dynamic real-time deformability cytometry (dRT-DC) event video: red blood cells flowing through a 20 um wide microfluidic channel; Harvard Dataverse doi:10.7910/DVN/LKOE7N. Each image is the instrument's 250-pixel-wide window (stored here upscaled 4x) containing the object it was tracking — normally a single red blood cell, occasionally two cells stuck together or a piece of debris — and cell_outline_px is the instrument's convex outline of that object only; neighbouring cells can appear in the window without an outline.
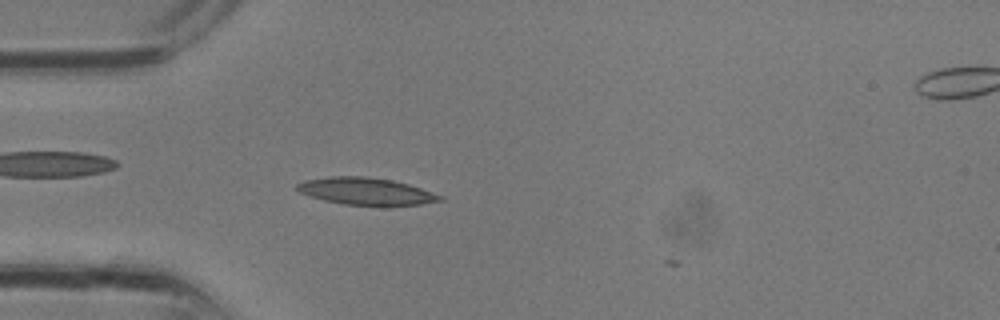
{"species": "common noctule bat (a hibernating species)", "species_latin": "Nyctalus noctula", "temperature_condition": "room temperature", "stored_images_in_passage": 6, "camera_frame_rate_fps": 3000, "um_per_image_px": 0.085, "animal": {"sex": "male", "body_mass_g": 13.3}, "frame": {"image": 1, "passage_image": 3, "time_ms": 0.667, "image_size_px": [1000, 320], "cell_outline_px": [[444, 200], [420, 204], [384, 208], [380, 208], [344, 204], [324, 200], [308, 196], [300, 192], [296, 188], [296, 184], [304, 180], [328, 176], [368, 176], [392, 180], [408, 184], [444, 196]], "centroid_in_image_um": [31.13, 16.29], "position_along_channel_um": 53.9, "area_um2": 23.41}}
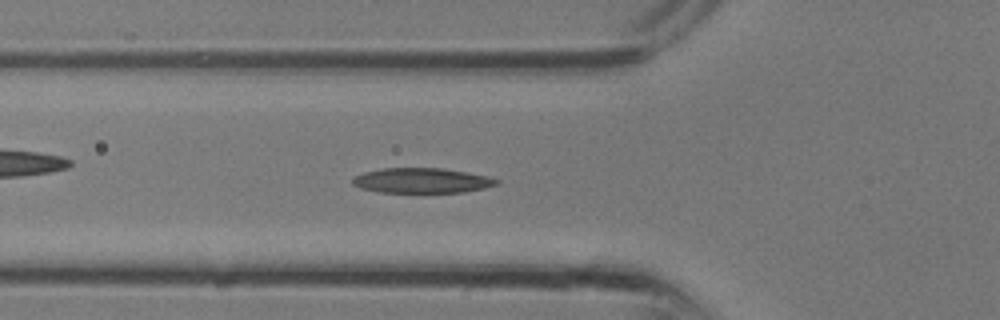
{"frame": {"image": 2, "passage_image": 5, "time_ms": 1.333, "image_size_px": [1000, 320], "cell_outline_px": [[500, 184], [484, 188], [464, 192], [380, 192], [360, 188], [352, 184], [352, 180], [356, 176], [364, 172], [384, 168], [444, 168], [488, 176], [500, 180]], "centroid_in_image_um": [35.89, 15.34], "position_along_channel_um": 89.9, "area_um2": 20.98}}